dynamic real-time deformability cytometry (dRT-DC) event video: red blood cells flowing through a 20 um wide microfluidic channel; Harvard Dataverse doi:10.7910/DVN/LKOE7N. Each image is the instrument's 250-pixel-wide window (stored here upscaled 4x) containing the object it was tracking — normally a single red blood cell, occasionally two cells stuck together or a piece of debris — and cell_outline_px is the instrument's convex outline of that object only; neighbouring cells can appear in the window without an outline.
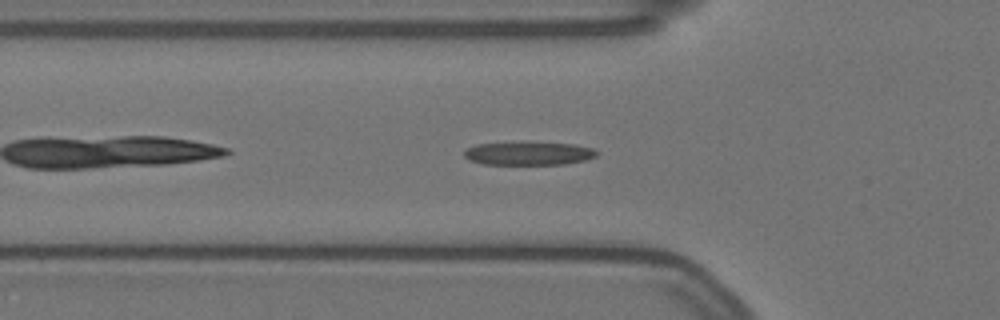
{"species": "Egyptian fruit bat (a non-hibernating species)", "species_latin": "Rousettus aegyptiacus", "temperature_condition": "warm", "stored_images_in_passage": 45, "camera_frame_rate_fps": 3000, "um_per_image_px": 0.085, "animal": {"sex": "female"}, "frame": {"image": 1, "passage_image": 5, "time_ms": 1.333, "image_size_px": [1000, 320], "cell_outline_px": [[600, 152], [596, 156], [584, 160], [564, 164], [484, 164], [468, 160], [464, 156], [464, 148], [476, 144], [524, 140], [576, 144], [592, 148]], "centroid_in_image_um": [44.9, 12.99], "position_along_channel_um": 80.9, "area_um2": 18.84}}
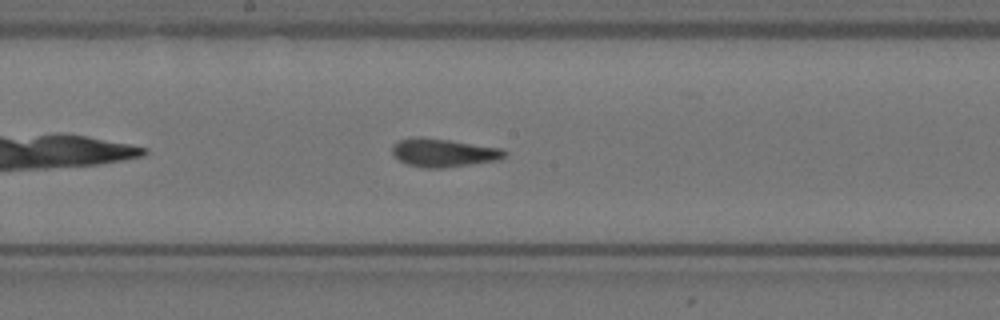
{"frame": {"image": 2, "passage_image": 16, "time_ms": 5.0, "image_size_px": [1000, 320], "cell_outline_px": [[508, 152], [500, 160], [444, 168], [420, 168], [408, 164], [392, 156], [392, 144], [400, 140], [412, 136], [424, 136], [504, 148]], "centroid_in_image_um": [37.69, 12.97], "position_along_channel_um": 210.5, "area_um2": 19.02}}
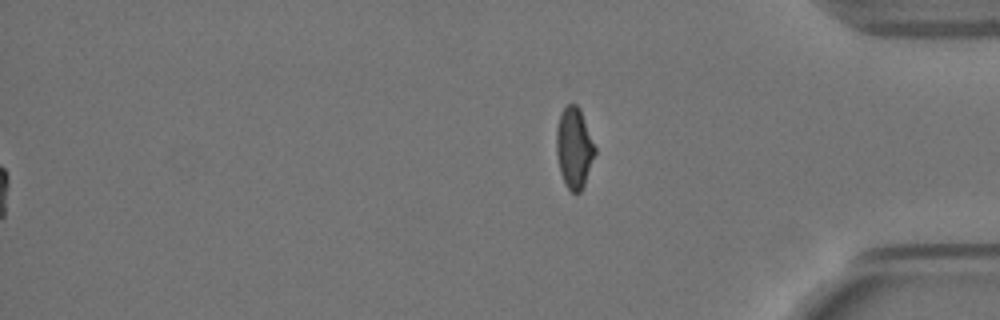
{"frame": {"image": 3, "passage_image": 45, "time_ms": 14.667, "image_size_px": [1000, 320], "cell_outline_px": [[596, 152], [584, 184], [580, 192], [572, 192], [564, 184], [560, 172], [556, 152], [556, 128], [560, 116], [564, 108], [568, 104], [576, 104], [580, 108], [596, 148]], "centroid_in_image_um": [48.79, 12.56], "position_along_channel_um": 386.4, "area_um2": 18.09}, "authors_computed_cell_mechanics": {"area_um2": 18.2648, "velocity_mm_per_s": 3.5062, "shape_relaxation_time_tau1_ms": 6.3097, "shape_relaxation_time_tau2_ms": 2.0109, "deformation_change_tau1": 0.2092, "deformation_change_tau2": 0.0924}}